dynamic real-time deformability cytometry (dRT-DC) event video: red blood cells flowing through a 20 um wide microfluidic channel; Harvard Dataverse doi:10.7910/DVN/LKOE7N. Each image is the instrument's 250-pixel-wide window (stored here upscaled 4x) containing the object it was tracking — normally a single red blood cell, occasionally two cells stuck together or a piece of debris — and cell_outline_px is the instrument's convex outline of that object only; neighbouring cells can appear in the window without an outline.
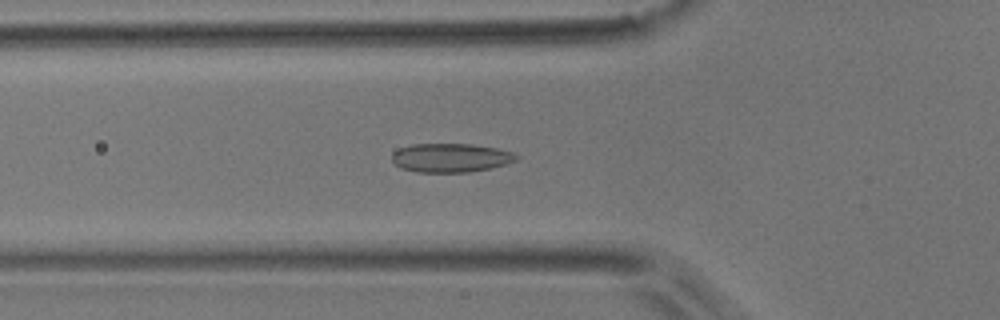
{"species": "common noctule bat (a hibernating species)", "species_latin": "Nyctalus noctula", "temperature_condition": "room temperature", "stored_images_in_passage": 53, "camera_frame_rate_fps": 3000, "um_per_image_px": 0.085, "animal": {"sex": "male", "body_mass_g": 17.9}, "frame": {"image": 1, "passage_image": 18, "time_ms": 5.667, "image_size_px": [1000, 320], "cell_outline_px": [[520, 156], [516, 160], [492, 168], [468, 172], [416, 172], [400, 168], [392, 160], [392, 152], [400, 148], [412, 144], [472, 144], [496, 148], [512, 152]], "centroid_in_image_um": [38.3, 13.41], "position_along_channel_um": 87.5, "area_um2": 20.92}}
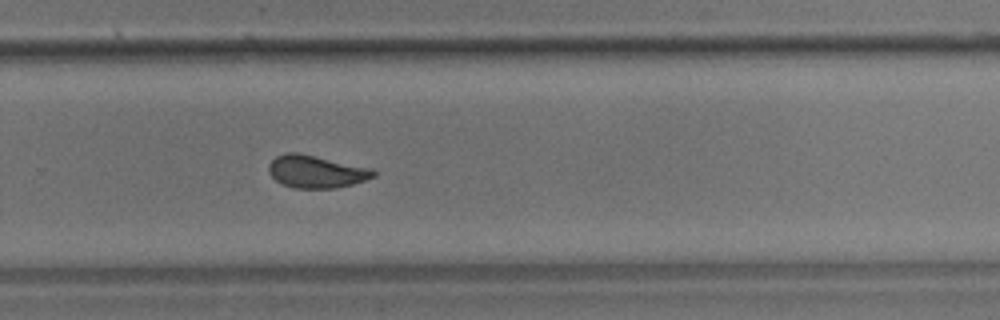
{"frame": {"image": 2, "passage_image": 35, "time_ms": 11.333, "image_size_px": [1000, 320], "cell_outline_px": [[376, 176], [352, 184], [336, 188], [296, 188], [284, 184], [276, 180], [268, 172], [268, 164], [276, 156], [284, 152], [300, 152], [372, 168], [376, 172]], "centroid_in_image_um": [26.87, 14.56], "position_along_channel_um": 302.9, "area_um2": 20.0}}
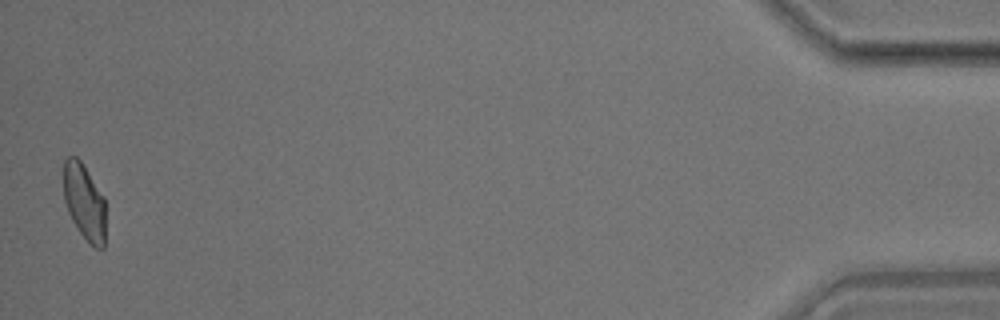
{"frame": {"image": 3, "passage_image": 52, "time_ms": 17.0, "image_size_px": [1000, 320], "cell_outline_px": [[104, 248], [96, 248], [80, 232], [72, 220], [68, 212], [64, 200], [64, 160], [68, 156], [76, 156], [80, 160], [104, 196]], "centroid_in_image_um": [7.15, 17.12], "position_along_channel_um": 428.0, "area_um2": 18.32}, "authors_computed_cell_mechanics": {"area_um2": 20.1144, "velocity_mm_per_s": 3.8023, "shape_relaxation_time_tau1_ms": 6.9396, "shape_relaxation_time_tau2_ms": 1.2833, "deformation_change_tau1": 0.1386, "deformation_change_tau2": 0.0701}}